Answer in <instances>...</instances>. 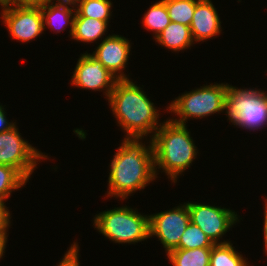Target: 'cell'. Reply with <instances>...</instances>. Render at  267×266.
Here are the masks:
<instances>
[{"instance_id": "6", "label": "cell", "mask_w": 267, "mask_h": 266, "mask_svg": "<svg viewBox=\"0 0 267 266\" xmlns=\"http://www.w3.org/2000/svg\"><path fill=\"white\" fill-rule=\"evenodd\" d=\"M225 114L238 128L254 132L267 127V91L228 84Z\"/></svg>"}, {"instance_id": "14", "label": "cell", "mask_w": 267, "mask_h": 266, "mask_svg": "<svg viewBox=\"0 0 267 266\" xmlns=\"http://www.w3.org/2000/svg\"><path fill=\"white\" fill-rule=\"evenodd\" d=\"M43 16L44 31L46 28L60 33L69 26L70 39L73 32L76 9L70 5L45 3L40 7ZM66 27V28H65Z\"/></svg>"}, {"instance_id": "26", "label": "cell", "mask_w": 267, "mask_h": 266, "mask_svg": "<svg viewBox=\"0 0 267 266\" xmlns=\"http://www.w3.org/2000/svg\"><path fill=\"white\" fill-rule=\"evenodd\" d=\"M45 3L46 0H7V2L4 5L41 7Z\"/></svg>"}, {"instance_id": "7", "label": "cell", "mask_w": 267, "mask_h": 266, "mask_svg": "<svg viewBox=\"0 0 267 266\" xmlns=\"http://www.w3.org/2000/svg\"><path fill=\"white\" fill-rule=\"evenodd\" d=\"M17 127L15 124L0 133V165L17 169L29 181L38 162L50 158L28 143Z\"/></svg>"}, {"instance_id": "18", "label": "cell", "mask_w": 267, "mask_h": 266, "mask_svg": "<svg viewBox=\"0 0 267 266\" xmlns=\"http://www.w3.org/2000/svg\"><path fill=\"white\" fill-rule=\"evenodd\" d=\"M241 252L236 251L230 242L223 244H214L210 253L209 266H250Z\"/></svg>"}, {"instance_id": "30", "label": "cell", "mask_w": 267, "mask_h": 266, "mask_svg": "<svg viewBox=\"0 0 267 266\" xmlns=\"http://www.w3.org/2000/svg\"><path fill=\"white\" fill-rule=\"evenodd\" d=\"M8 234H0V260L3 259L5 255L6 244L8 242Z\"/></svg>"}, {"instance_id": "8", "label": "cell", "mask_w": 267, "mask_h": 266, "mask_svg": "<svg viewBox=\"0 0 267 266\" xmlns=\"http://www.w3.org/2000/svg\"><path fill=\"white\" fill-rule=\"evenodd\" d=\"M190 213V221L199 226L213 244L228 243V240H222L223 236L229 232L230 228L239 223L237 212L230 208L213 206L197 202H187Z\"/></svg>"}, {"instance_id": "19", "label": "cell", "mask_w": 267, "mask_h": 266, "mask_svg": "<svg viewBox=\"0 0 267 266\" xmlns=\"http://www.w3.org/2000/svg\"><path fill=\"white\" fill-rule=\"evenodd\" d=\"M142 26L153 32V39L171 23L165 3L162 0L153 3L143 14Z\"/></svg>"}, {"instance_id": "9", "label": "cell", "mask_w": 267, "mask_h": 266, "mask_svg": "<svg viewBox=\"0 0 267 266\" xmlns=\"http://www.w3.org/2000/svg\"><path fill=\"white\" fill-rule=\"evenodd\" d=\"M190 213L186 202L172 209L149 215L150 238H158L166 255L176 249L187 225Z\"/></svg>"}, {"instance_id": "5", "label": "cell", "mask_w": 267, "mask_h": 266, "mask_svg": "<svg viewBox=\"0 0 267 266\" xmlns=\"http://www.w3.org/2000/svg\"><path fill=\"white\" fill-rule=\"evenodd\" d=\"M227 89L228 83L204 84L200 88L179 94L165 111L178 116V119H169L180 125H186L190 119H202L212 114L224 113Z\"/></svg>"}, {"instance_id": "24", "label": "cell", "mask_w": 267, "mask_h": 266, "mask_svg": "<svg viewBox=\"0 0 267 266\" xmlns=\"http://www.w3.org/2000/svg\"><path fill=\"white\" fill-rule=\"evenodd\" d=\"M79 250L80 247L77 241L73 242L68 251H66L63 255L62 259H60L61 261L57 264V266H80Z\"/></svg>"}, {"instance_id": "16", "label": "cell", "mask_w": 267, "mask_h": 266, "mask_svg": "<svg viewBox=\"0 0 267 266\" xmlns=\"http://www.w3.org/2000/svg\"><path fill=\"white\" fill-rule=\"evenodd\" d=\"M109 24L95 18L75 17L71 39L77 42L93 43L102 41Z\"/></svg>"}, {"instance_id": "28", "label": "cell", "mask_w": 267, "mask_h": 266, "mask_svg": "<svg viewBox=\"0 0 267 266\" xmlns=\"http://www.w3.org/2000/svg\"><path fill=\"white\" fill-rule=\"evenodd\" d=\"M265 199L264 201V221H263V239H264V253L267 255V197L263 198Z\"/></svg>"}, {"instance_id": "3", "label": "cell", "mask_w": 267, "mask_h": 266, "mask_svg": "<svg viewBox=\"0 0 267 266\" xmlns=\"http://www.w3.org/2000/svg\"><path fill=\"white\" fill-rule=\"evenodd\" d=\"M190 132L187 125L174 123L169 118L156 130L151 139L156 177L161 170L177 183L179 176L192 166L199 150Z\"/></svg>"}, {"instance_id": "21", "label": "cell", "mask_w": 267, "mask_h": 266, "mask_svg": "<svg viewBox=\"0 0 267 266\" xmlns=\"http://www.w3.org/2000/svg\"><path fill=\"white\" fill-rule=\"evenodd\" d=\"M29 182L17 169L0 165V202L5 203L12 192Z\"/></svg>"}, {"instance_id": "20", "label": "cell", "mask_w": 267, "mask_h": 266, "mask_svg": "<svg viewBox=\"0 0 267 266\" xmlns=\"http://www.w3.org/2000/svg\"><path fill=\"white\" fill-rule=\"evenodd\" d=\"M112 4L111 0H80L75 6V17L95 18L109 24Z\"/></svg>"}, {"instance_id": "13", "label": "cell", "mask_w": 267, "mask_h": 266, "mask_svg": "<svg viewBox=\"0 0 267 266\" xmlns=\"http://www.w3.org/2000/svg\"><path fill=\"white\" fill-rule=\"evenodd\" d=\"M189 27L195 43L216 38L222 32L220 16L211 0L196 3Z\"/></svg>"}, {"instance_id": "25", "label": "cell", "mask_w": 267, "mask_h": 266, "mask_svg": "<svg viewBox=\"0 0 267 266\" xmlns=\"http://www.w3.org/2000/svg\"><path fill=\"white\" fill-rule=\"evenodd\" d=\"M10 210L5 203L0 202V234H7L11 226Z\"/></svg>"}, {"instance_id": "22", "label": "cell", "mask_w": 267, "mask_h": 266, "mask_svg": "<svg viewBox=\"0 0 267 266\" xmlns=\"http://www.w3.org/2000/svg\"><path fill=\"white\" fill-rule=\"evenodd\" d=\"M167 8L171 22L190 26L196 3L199 0H162Z\"/></svg>"}, {"instance_id": "4", "label": "cell", "mask_w": 267, "mask_h": 266, "mask_svg": "<svg viewBox=\"0 0 267 266\" xmlns=\"http://www.w3.org/2000/svg\"><path fill=\"white\" fill-rule=\"evenodd\" d=\"M94 228L118 244H136L150 238L149 215L127 205L102 211L93 218Z\"/></svg>"}, {"instance_id": "27", "label": "cell", "mask_w": 267, "mask_h": 266, "mask_svg": "<svg viewBox=\"0 0 267 266\" xmlns=\"http://www.w3.org/2000/svg\"><path fill=\"white\" fill-rule=\"evenodd\" d=\"M5 106H2L0 103V133L6 130H9L11 127H13L16 122L10 121L7 119L6 115V108ZM5 109V110H4Z\"/></svg>"}, {"instance_id": "2", "label": "cell", "mask_w": 267, "mask_h": 266, "mask_svg": "<svg viewBox=\"0 0 267 266\" xmlns=\"http://www.w3.org/2000/svg\"><path fill=\"white\" fill-rule=\"evenodd\" d=\"M135 83L132 79L118 80L108 98L109 108L125 132L124 139L144 140L150 135L151 140L162 124L161 114L142 87Z\"/></svg>"}, {"instance_id": "23", "label": "cell", "mask_w": 267, "mask_h": 266, "mask_svg": "<svg viewBox=\"0 0 267 266\" xmlns=\"http://www.w3.org/2000/svg\"><path fill=\"white\" fill-rule=\"evenodd\" d=\"M214 244L206 236V234L199 228V226L194 225L191 221L187 225L186 230L182 234L179 245L176 249H195L212 247Z\"/></svg>"}, {"instance_id": "17", "label": "cell", "mask_w": 267, "mask_h": 266, "mask_svg": "<svg viewBox=\"0 0 267 266\" xmlns=\"http://www.w3.org/2000/svg\"><path fill=\"white\" fill-rule=\"evenodd\" d=\"M212 247L174 249L166 256L173 266H209Z\"/></svg>"}, {"instance_id": "31", "label": "cell", "mask_w": 267, "mask_h": 266, "mask_svg": "<svg viewBox=\"0 0 267 266\" xmlns=\"http://www.w3.org/2000/svg\"><path fill=\"white\" fill-rule=\"evenodd\" d=\"M7 2V0H0V6L4 5Z\"/></svg>"}, {"instance_id": "10", "label": "cell", "mask_w": 267, "mask_h": 266, "mask_svg": "<svg viewBox=\"0 0 267 266\" xmlns=\"http://www.w3.org/2000/svg\"><path fill=\"white\" fill-rule=\"evenodd\" d=\"M1 9L2 23L17 42L25 44L44 33L40 7L2 5Z\"/></svg>"}, {"instance_id": "1", "label": "cell", "mask_w": 267, "mask_h": 266, "mask_svg": "<svg viewBox=\"0 0 267 266\" xmlns=\"http://www.w3.org/2000/svg\"><path fill=\"white\" fill-rule=\"evenodd\" d=\"M149 143V144H148ZM148 144V145H146ZM109 165L108 191L105 197L127 199L156 180L151 140L123 139Z\"/></svg>"}, {"instance_id": "29", "label": "cell", "mask_w": 267, "mask_h": 266, "mask_svg": "<svg viewBox=\"0 0 267 266\" xmlns=\"http://www.w3.org/2000/svg\"><path fill=\"white\" fill-rule=\"evenodd\" d=\"M79 1L80 0H46V3L60 4V5H70V6L75 7Z\"/></svg>"}, {"instance_id": "15", "label": "cell", "mask_w": 267, "mask_h": 266, "mask_svg": "<svg viewBox=\"0 0 267 266\" xmlns=\"http://www.w3.org/2000/svg\"><path fill=\"white\" fill-rule=\"evenodd\" d=\"M154 39L157 44L173 52L184 51L195 44L190 27L177 22L168 24Z\"/></svg>"}, {"instance_id": "11", "label": "cell", "mask_w": 267, "mask_h": 266, "mask_svg": "<svg viewBox=\"0 0 267 266\" xmlns=\"http://www.w3.org/2000/svg\"><path fill=\"white\" fill-rule=\"evenodd\" d=\"M71 78L70 84L73 87L95 92L103 91L107 100L118 81L100 61L88 52L81 54L78 58Z\"/></svg>"}, {"instance_id": "12", "label": "cell", "mask_w": 267, "mask_h": 266, "mask_svg": "<svg viewBox=\"0 0 267 266\" xmlns=\"http://www.w3.org/2000/svg\"><path fill=\"white\" fill-rule=\"evenodd\" d=\"M95 51L90 53L94 58L111 72L118 80H129V75L124 73L128 65L131 42L126 37L116 34H109L99 41Z\"/></svg>"}]
</instances>
